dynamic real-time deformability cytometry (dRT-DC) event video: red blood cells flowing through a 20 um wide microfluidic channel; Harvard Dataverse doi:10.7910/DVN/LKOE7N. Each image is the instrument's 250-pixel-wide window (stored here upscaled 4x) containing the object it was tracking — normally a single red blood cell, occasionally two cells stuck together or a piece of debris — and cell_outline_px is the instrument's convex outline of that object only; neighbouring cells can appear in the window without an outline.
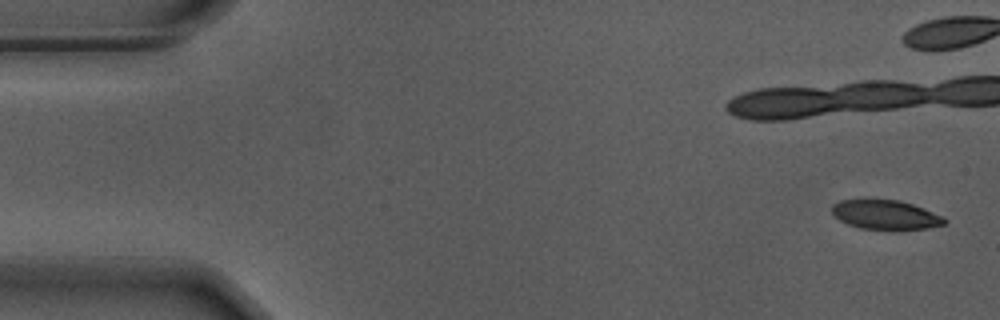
{"species": "Egyptian fruit bat (a non-hibernating species)", "species_latin": "Rousettus aegyptiacus", "temperature_condition": "warm", "stored_images_in_passage": 42, "camera_frame_rate_fps": 3000, "um_per_image_px": 0.085, "animal": {"sex": "male"}, "frame": {"image": 1, "passage_image": 1, "time_ms": 0.0, "image_size_px": [1000, 320], "cell_outline_px": [[948, 220], [944, 224], [928, 228], [860, 228], [848, 224], [840, 220], [832, 212], [832, 204], [840, 200], [864, 196], [900, 200], [924, 208], [944, 216]], "centroid_in_image_um": [75.22, 18.17], "position_along_channel_um": 9.8, "area_um2": 19.65}}